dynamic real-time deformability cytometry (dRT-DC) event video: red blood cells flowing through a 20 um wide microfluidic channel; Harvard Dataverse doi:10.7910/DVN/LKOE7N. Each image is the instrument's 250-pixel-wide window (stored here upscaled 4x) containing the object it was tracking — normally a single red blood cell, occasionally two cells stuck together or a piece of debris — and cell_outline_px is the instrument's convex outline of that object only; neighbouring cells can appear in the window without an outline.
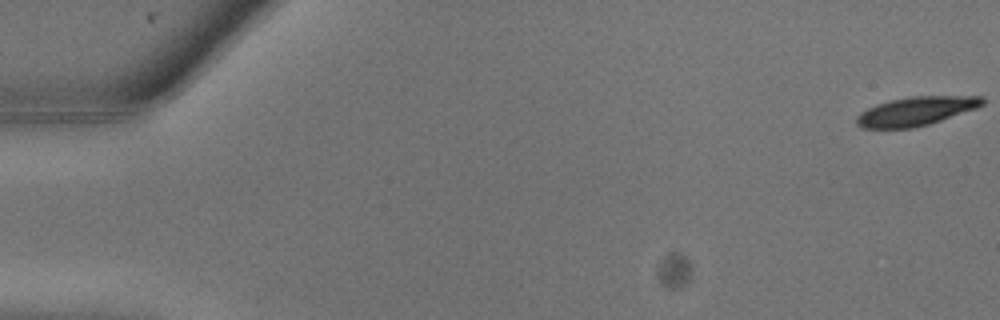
{"species": "common noctule bat (a hibernating species)", "species_latin": "Nyctalus noctula", "temperature_condition": "warm", "stored_images_in_passage": 10, "camera_frame_rate_fps": 3000, "um_per_image_px": 0.085, "animal": {"sex": "male", "body_mass_g": 13.3}, "frame": {"image": 1, "passage_image": 1, "time_ms": 0.0, "image_size_px": [1000, 320], "cell_outline_px": [[984, 104], [976, 108], [928, 124], [912, 128], [860, 128], [856, 124], [856, 116], [860, 112], [876, 104], [908, 96], [984, 96]], "centroid_in_image_um": [77.83, 9.44], "position_along_channel_um": 7.2, "area_um2": 21.04}}
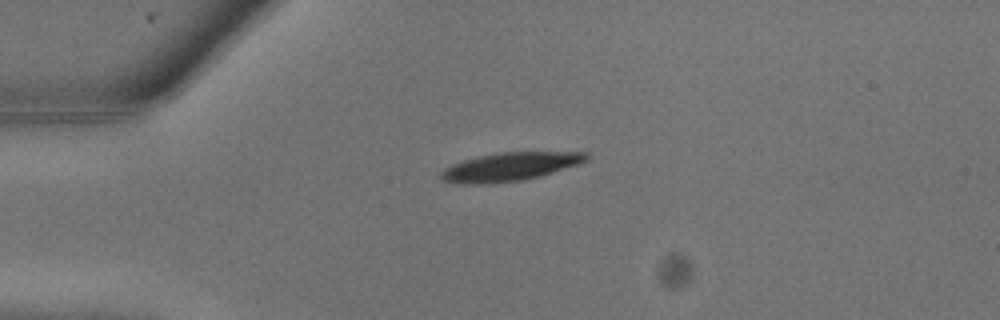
{"frame": {"image": 2, "passage_image": 7, "time_ms": 2.0, "image_size_px": [1000, 320], "cell_outline_px": [[588, 160], [580, 164], [540, 176], [524, 180], [480, 184], [464, 184], [440, 180], [440, 172], [444, 168], [452, 164], [464, 160], [480, 156], [500, 152], [588, 152]], "centroid_in_image_um": [43.35, 14.17], "position_along_channel_um": 41.7, "area_um2": 24.04}}